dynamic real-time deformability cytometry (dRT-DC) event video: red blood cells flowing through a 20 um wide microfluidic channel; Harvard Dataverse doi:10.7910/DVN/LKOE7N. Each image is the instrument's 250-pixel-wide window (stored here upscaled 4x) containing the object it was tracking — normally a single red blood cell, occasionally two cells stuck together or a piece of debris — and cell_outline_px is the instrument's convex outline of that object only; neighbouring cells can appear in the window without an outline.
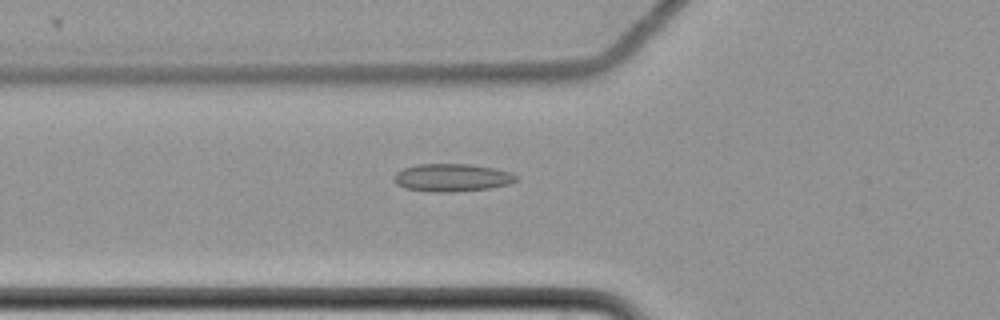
{"species": "common noctule bat (a hibernating species)", "species_latin": "Nyctalus noctula", "temperature_condition": "cold", "stored_images_in_passage": 60, "camera_frame_rate_fps": 3000, "um_per_image_px": 0.085, "animal": {"sex": "female", "body_mass_g": 22.7, "forearm_length_mm": 54.2}, "frame": {"image": 1, "passage_image": 23, "time_ms": 7.333, "image_size_px": [1000, 320], "cell_outline_px": [[520, 180], [508, 184], [488, 188], [452, 192], [432, 192], [404, 188], [396, 184], [392, 180], [392, 176], [396, 172], [404, 168], [416, 164], [468, 164], [492, 168], [512, 172], [520, 176]], "centroid_in_image_um": [38.41, 15.1], "position_along_channel_um": 87.4, "area_um2": 20.0}}
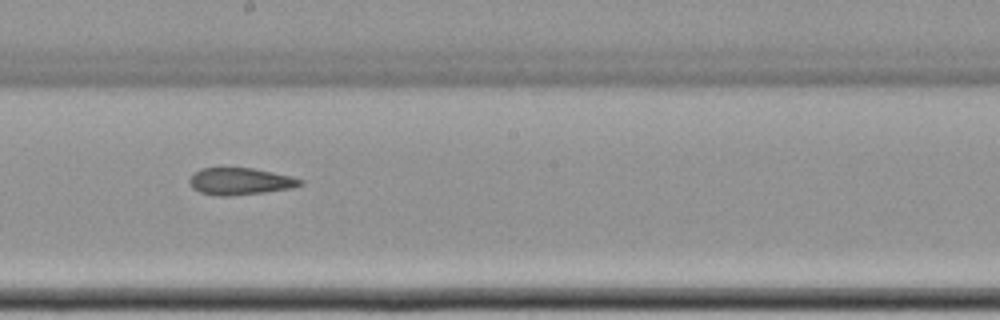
{"frame": {"image": 2, "passage_image": 35, "time_ms": 11.333, "image_size_px": [1000, 320], "cell_outline_px": [[304, 184], [292, 188], [264, 192], [228, 196], [216, 196], [200, 192], [192, 188], [188, 180], [200, 168], [252, 168], [272, 172], [304, 180]], "centroid_in_image_um": [20.4, 15.42], "position_along_channel_um": 227.8, "area_um2": 17.28}}
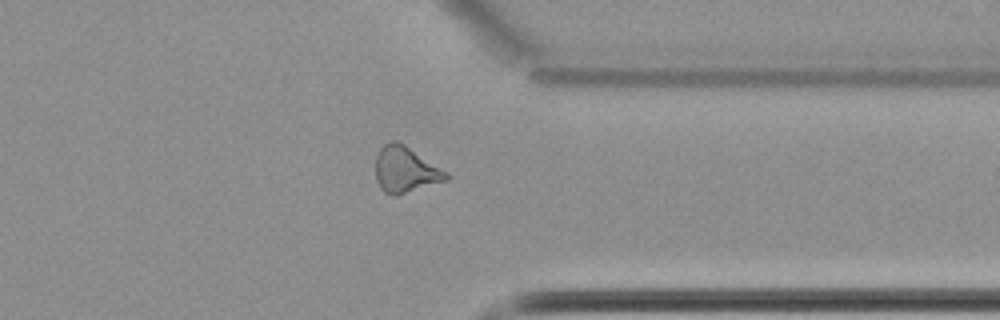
{"frame": {"image": 3, "passage_image": 48, "time_ms": 15.667, "image_size_px": [1000, 320], "cell_outline_px": [[452, 176], [448, 180], [396, 196], [392, 196], [384, 192], [380, 188], [376, 180], [376, 156], [380, 148], [384, 144], [392, 140], [396, 140], [404, 144], [448, 172]], "centroid_in_image_um": [34.47, 14.43], "position_along_channel_um": 376.9, "area_um2": 19.13}}